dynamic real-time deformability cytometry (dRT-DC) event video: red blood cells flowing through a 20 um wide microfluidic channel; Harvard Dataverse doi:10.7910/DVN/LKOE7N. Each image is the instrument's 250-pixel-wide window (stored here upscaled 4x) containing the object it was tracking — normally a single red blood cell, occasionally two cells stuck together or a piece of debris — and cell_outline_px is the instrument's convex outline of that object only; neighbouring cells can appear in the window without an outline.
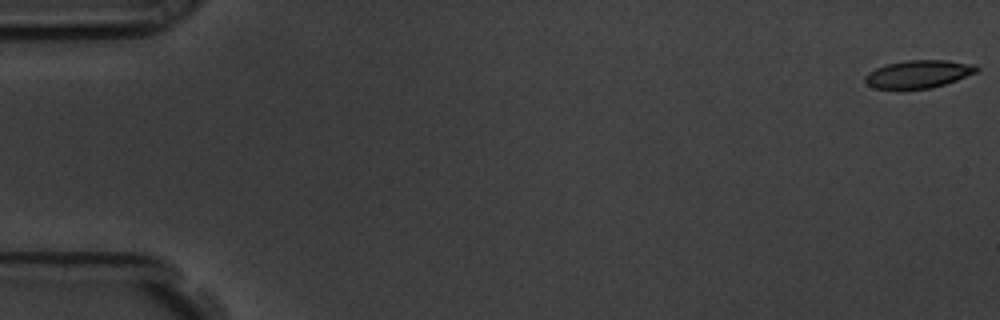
{"species": "common noctule bat (a hibernating species)", "species_latin": "Nyctalus noctula", "temperature_condition": "room temperature", "stored_images_in_passage": 58, "camera_frame_rate_fps": 3000, "um_per_image_px": 0.085, "animal": {"sex": "male", "body_mass_g": 19.5, "forearm_length_mm": 54.6}, "frame": {"image": 1, "passage_image": 1, "time_ms": 0.0, "image_size_px": [1000, 320], "cell_outline_px": [[980, 68], [976, 72], [956, 80], [932, 88], [876, 88], [868, 84], [864, 80], [864, 76], [868, 72], [884, 64], [908, 60], [944, 60], [976, 64]], "centroid_in_image_um": [78.07, 6.27], "position_along_channel_um": 6.9, "area_um2": 17.92}}
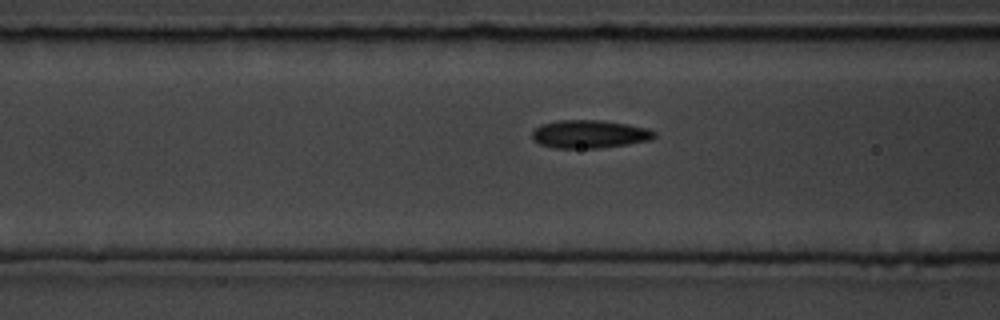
{"frame": {"image": 2, "passage_image": 23, "time_ms": 7.333, "image_size_px": [1000, 320], "cell_outline_px": [[656, 136], [652, 140], [628, 144], [600, 148], [552, 148], [540, 144], [532, 136], [532, 132], [540, 124], [560, 120], [600, 120], [628, 124], [648, 128], [656, 132]], "centroid_in_image_um": [50.14, 11.4], "position_along_channel_um": 116.5, "area_um2": 20.11}}
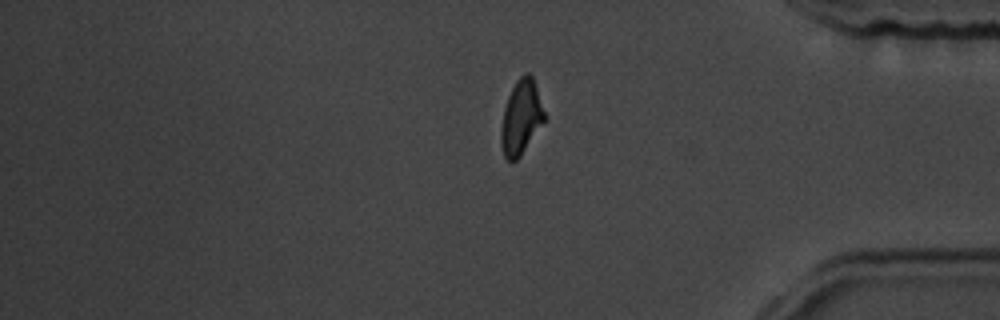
{"frame": {"image": 3, "passage_image": 48, "time_ms": 15.667, "image_size_px": [1000, 320], "cell_outline_px": [[544, 120], [520, 156], [516, 160], [508, 160], [504, 156], [500, 140], [500, 128], [504, 108], [508, 96], [516, 80], [524, 72], [528, 72], [532, 76], [544, 112]], "centroid_in_image_um": [44.25, 9.96], "position_along_channel_um": 390.9, "area_um2": 18.38}, "authors_computed_cell_mechanics": {"area_um2": 19.1318, "velocity_mm_per_s": 3.5593, "shape_relaxation_time_tau1_ms": 7.114, "shape_relaxation_time_tau2_ms": 1.6702, "deformation_change_tau1": 0.1625, "deformation_change_tau2": 0.072}}